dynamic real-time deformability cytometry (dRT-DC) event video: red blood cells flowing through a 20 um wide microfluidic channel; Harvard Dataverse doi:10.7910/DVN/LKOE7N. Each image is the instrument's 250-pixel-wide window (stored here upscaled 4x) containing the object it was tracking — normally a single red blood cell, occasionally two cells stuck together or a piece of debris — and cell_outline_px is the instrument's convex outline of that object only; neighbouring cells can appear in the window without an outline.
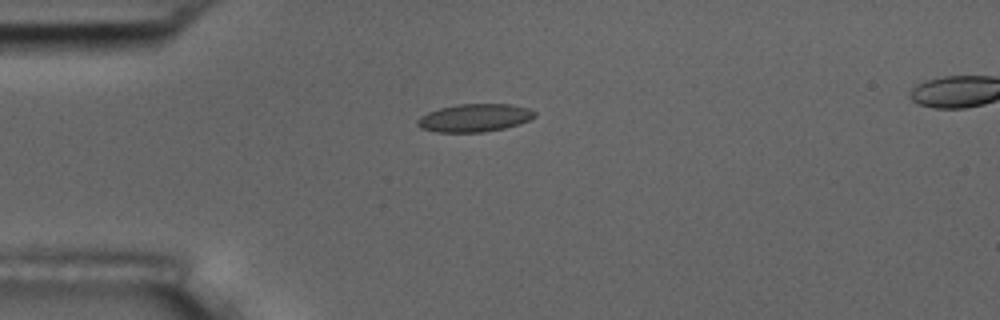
{"species": "common noctule bat (a hibernating species)", "species_latin": "Nyctalus noctula", "temperature_condition": "room temperature", "stored_images_in_passage": 6, "camera_frame_rate_fps": 3000, "um_per_image_px": 0.085, "animal": {"sex": "male", "body_mass_g": 17.5, "forearm_length_mm": 52.3}, "frame": {"image": 1, "passage_image": 5, "time_ms": 4.667, "image_size_px": [1000, 320], "cell_outline_px": [[536, 116], [520, 124], [504, 128], [484, 132], [436, 132], [420, 128], [416, 124], [416, 120], [420, 116], [428, 112], [440, 108], [456, 104], [512, 104], [528, 108], [536, 112]], "centroid_in_image_um": [40.32, 10.01], "position_along_channel_um": 44.7, "area_um2": 19.19}}